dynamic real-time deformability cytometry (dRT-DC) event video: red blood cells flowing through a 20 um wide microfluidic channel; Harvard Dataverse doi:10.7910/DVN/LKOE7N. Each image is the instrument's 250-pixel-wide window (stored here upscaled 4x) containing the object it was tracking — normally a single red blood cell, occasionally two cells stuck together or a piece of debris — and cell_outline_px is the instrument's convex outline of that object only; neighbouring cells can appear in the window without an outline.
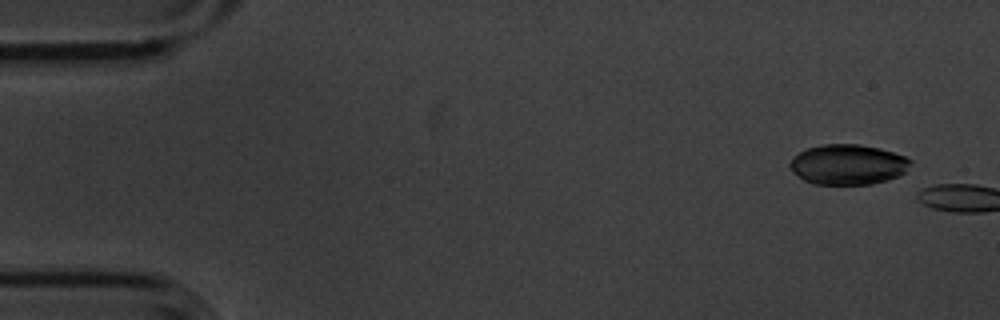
{"species": "common noctule bat (a hibernating species)", "species_latin": "Nyctalus noctula", "temperature_condition": "cold", "stored_images_in_passage": 2, "camera_frame_rate_fps": 3000, "um_per_image_px": 0.085, "animal": {"sex": "male", "body_mass_g": 20.1, "forearm_length_mm": 53.5}, "frame": {"image": 1, "passage_image": 1, "time_ms": 0.0, "image_size_px": [1000, 320], "cell_outline_px": [[912, 160], [904, 172], [888, 180], [872, 184], [812, 184], [804, 180], [792, 172], [788, 168], [788, 164], [800, 152], [808, 148], [820, 144], [860, 144], [880, 148], [904, 156]], "centroid_in_image_um": [72.04, 13.98], "position_along_channel_um": 13.0, "area_um2": 28.21}}